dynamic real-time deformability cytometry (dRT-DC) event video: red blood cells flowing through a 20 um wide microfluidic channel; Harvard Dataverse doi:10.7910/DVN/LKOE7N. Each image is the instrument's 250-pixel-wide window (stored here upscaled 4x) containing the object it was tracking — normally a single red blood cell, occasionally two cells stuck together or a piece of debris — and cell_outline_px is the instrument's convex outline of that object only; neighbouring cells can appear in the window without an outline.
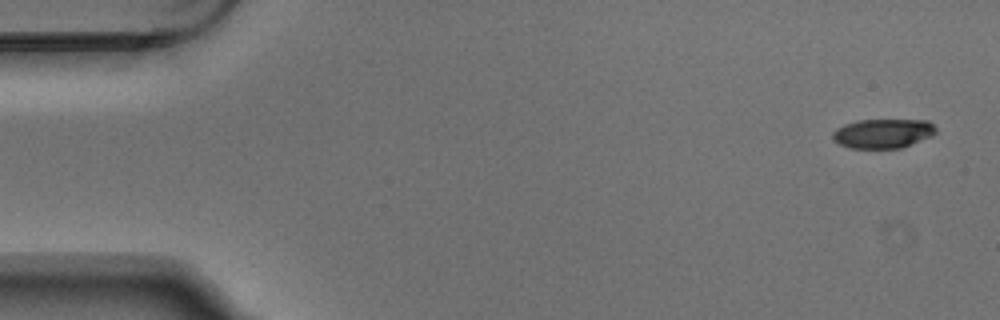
{"species": "Egyptian fruit bat (a non-hibernating species)", "species_latin": "Rousettus aegyptiacus", "temperature_condition": "warm", "stored_images_in_passage": 5, "camera_frame_rate_fps": 3000, "um_per_image_px": 0.085, "animal": {"sex": "male"}, "frame": {"image": 1, "passage_image": 1, "time_ms": 0.0, "image_size_px": [1000, 320], "cell_outline_px": [[936, 132], [932, 136], [900, 148], [852, 148], [840, 144], [832, 140], [832, 132], [836, 128], [844, 124], [860, 120], [928, 120], [936, 128]], "centroid_in_image_um": [75.03, 11.34], "position_along_channel_um": 10.0, "area_um2": 17.63}}
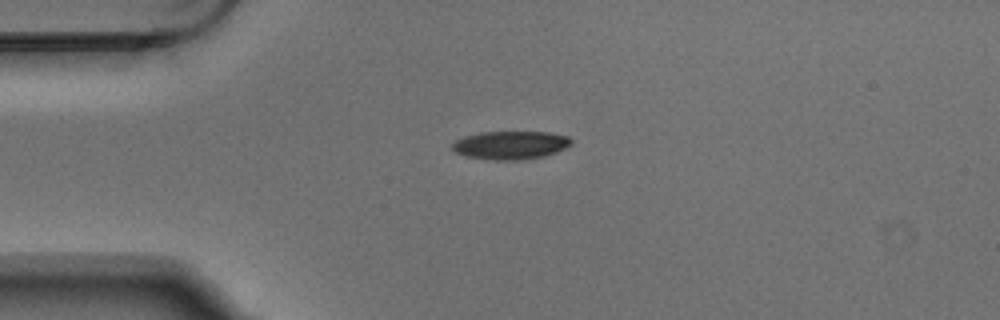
{"frame": {"image": 2, "passage_image": 4, "time_ms": 1.0, "image_size_px": [1000, 320], "cell_outline_px": [[572, 144], [556, 152], [544, 156], [520, 160], [496, 160], [468, 156], [456, 152], [452, 148], [452, 144], [456, 140], [464, 136], [480, 132], [548, 132], [568, 136], [572, 140]], "centroid_in_image_um": [43.41, 12.33], "position_along_channel_um": 41.6, "area_um2": 19.48}}